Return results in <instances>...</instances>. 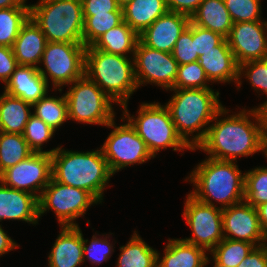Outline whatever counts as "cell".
Here are the masks:
<instances>
[{
    "label": "cell",
    "instance_id": "obj_31",
    "mask_svg": "<svg viewBox=\"0 0 267 267\" xmlns=\"http://www.w3.org/2000/svg\"><path fill=\"white\" fill-rule=\"evenodd\" d=\"M255 246L246 241L224 238L209 254L213 264L220 267H237Z\"/></svg>",
    "mask_w": 267,
    "mask_h": 267
},
{
    "label": "cell",
    "instance_id": "obj_5",
    "mask_svg": "<svg viewBox=\"0 0 267 267\" xmlns=\"http://www.w3.org/2000/svg\"><path fill=\"white\" fill-rule=\"evenodd\" d=\"M85 75L119 107L139 89L133 57L107 53L91 45L85 51Z\"/></svg>",
    "mask_w": 267,
    "mask_h": 267
},
{
    "label": "cell",
    "instance_id": "obj_41",
    "mask_svg": "<svg viewBox=\"0 0 267 267\" xmlns=\"http://www.w3.org/2000/svg\"><path fill=\"white\" fill-rule=\"evenodd\" d=\"M225 39L219 33L195 25V47L198 56L210 50H215V47L220 45Z\"/></svg>",
    "mask_w": 267,
    "mask_h": 267
},
{
    "label": "cell",
    "instance_id": "obj_27",
    "mask_svg": "<svg viewBox=\"0 0 267 267\" xmlns=\"http://www.w3.org/2000/svg\"><path fill=\"white\" fill-rule=\"evenodd\" d=\"M138 41L139 35L122 21L116 27L102 34L91 46L107 53L134 57Z\"/></svg>",
    "mask_w": 267,
    "mask_h": 267
},
{
    "label": "cell",
    "instance_id": "obj_15",
    "mask_svg": "<svg viewBox=\"0 0 267 267\" xmlns=\"http://www.w3.org/2000/svg\"><path fill=\"white\" fill-rule=\"evenodd\" d=\"M223 235L226 239L246 241L255 247L267 243L257 208L243 200L222 211Z\"/></svg>",
    "mask_w": 267,
    "mask_h": 267
},
{
    "label": "cell",
    "instance_id": "obj_13",
    "mask_svg": "<svg viewBox=\"0 0 267 267\" xmlns=\"http://www.w3.org/2000/svg\"><path fill=\"white\" fill-rule=\"evenodd\" d=\"M133 59L139 88L148 83L166 91L174 89L178 63L172 53L149 48L139 40Z\"/></svg>",
    "mask_w": 267,
    "mask_h": 267
},
{
    "label": "cell",
    "instance_id": "obj_28",
    "mask_svg": "<svg viewBox=\"0 0 267 267\" xmlns=\"http://www.w3.org/2000/svg\"><path fill=\"white\" fill-rule=\"evenodd\" d=\"M119 248L116 267H157L158 251L149 246L136 230L127 244Z\"/></svg>",
    "mask_w": 267,
    "mask_h": 267
},
{
    "label": "cell",
    "instance_id": "obj_1",
    "mask_svg": "<svg viewBox=\"0 0 267 267\" xmlns=\"http://www.w3.org/2000/svg\"><path fill=\"white\" fill-rule=\"evenodd\" d=\"M229 112L230 110L224 106L216 114L205 138L192 151L201 149L200 151L207 153L209 158L235 162L237 157L253 156L259 152L265 154L266 110L257 107L246 110L244 107L237 114L232 112L229 115Z\"/></svg>",
    "mask_w": 267,
    "mask_h": 267
},
{
    "label": "cell",
    "instance_id": "obj_29",
    "mask_svg": "<svg viewBox=\"0 0 267 267\" xmlns=\"http://www.w3.org/2000/svg\"><path fill=\"white\" fill-rule=\"evenodd\" d=\"M34 153L23 134L0 131V175Z\"/></svg>",
    "mask_w": 267,
    "mask_h": 267
},
{
    "label": "cell",
    "instance_id": "obj_34",
    "mask_svg": "<svg viewBox=\"0 0 267 267\" xmlns=\"http://www.w3.org/2000/svg\"><path fill=\"white\" fill-rule=\"evenodd\" d=\"M83 18V44L87 47L102 34L119 25L123 21V12H109V14L83 16Z\"/></svg>",
    "mask_w": 267,
    "mask_h": 267
},
{
    "label": "cell",
    "instance_id": "obj_21",
    "mask_svg": "<svg viewBox=\"0 0 267 267\" xmlns=\"http://www.w3.org/2000/svg\"><path fill=\"white\" fill-rule=\"evenodd\" d=\"M46 79L32 66H18L5 84L6 93L33 105L49 92Z\"/></svg>",
    "mask_w": 267,
    "mask_h": 267
},
{
    "label": "cell",
    "instance_id": "obj_8",
    "mask_svg": "<svg viewBox=\"0 0 267 267\" xmlns=\"http://www.w3.org/2000/svg\"><path fill=\"white\" fill-rule=\"evenodd\" d=\"M64 93L68 120L78 123L107 126L114 118V101L86 75L75 80ZM113 104V105H112Z\"/></svg>",
    "mask_w": 267,
    "mask_h": 267
},
{
    "label": "cell",
    "instance_id": "obj_10",
    "mask_svg": "<svg viewBox=\"0 0 267 267\" xmlns=\"http://www.w3.org/2000/svg\"><path fill=\"white\" fill-rule=\"evenodd\" d=\"M99 202L86 190L61 184L51 178L38 198V217L52 210L61 226H79L76 220Z\"/></svg>",
    "mask_w": 267,
    "mask_h": 267
},
{
    "label": "cell",
    "instance_id": "obj_12",
    "mask_svg": "<svg viewBox=\"0 0 267 267\" xmlns=\"http://www.w3.org/2000/svg\"><path fill=\"white\" fill-rule=\"evenodd\" d=\"M185 200L182 216L192 230V234L191 237L182 240L210 253L224 239L223 209L199 202L189 193Z\"/></svg>",
    "mask_w": 267,
    "mask_h": 267
},
{
    "label": "cell",
    "instance_id": "obj_39",
    "mask_svg": "<svg viewBox=\"0 0 267 267\" xmlns=\"http://www.w3.org/2000/svg\"><path fill=\"white\" fill-rule=\"evenodd\" d=\"M231 19L237 22L264 20L261 16V0H223Z\"/></svg>",
    "mask_w": 267,
    "mask_h": 267
},
{
    "label": "cell",
    "instance_id": "obj_20",
    "mask_svg": "<svg viewBox=\"0 0 267 267\" xmlns=\"http://www.w3.org/2000/svg\"><path fill=\"white\" fill-rule=\"evenodd\" d=\"M198 62L203 67L204 72L210 83H231L237 85L239 80L237 64L232 50L225 39L215 50H210L199 56Z\"/></svg>",
    "mask_w": 267,
    "mask_h": 267
},
{
    "label": "cell",
    "instance_id": "obj_14",
    "mask_svg": "<svg viewBox=\"0 0 267 267\" xmlns=\"http://www.w3.org/2000/svg\"><path fill=\"white\" fill-rule=\"evenodd\" d=\"M52 178V158L48 153H32L27 159L6 169L0 181L7 187L30 193L37 198Z\"/></svg>",
    "mask_w": 267,
    "mask_h": 267
},
{
    "label": "cell",
    "instance_id": "obj_17",
    "mask_svg": "<svg viewBox=\"0 0 267 267\" xmlns=\"http://www.w3.org/2000/svg\"><path fill=\"white\" fill-rule=\"evenodd\" d=\"M189 23V16L168 11L147 27L139 35V40L149 48L172 53L176 41Z\"/></svg>",
    "mask_w": 267,
    "mask_h": 267
},
{
    "label": "cell",
    "instance_id": "obj_18",
    "mask_svg": "<svg viewBox=\"0 0 267 267\" xmlns=\"http://www.w3.org/2000/svg\"><path fill=\"white\" fill-rule=\"evenodd\" d=\"M17 220L37 225L38 198L30 193L5 186L0 181V222Z\"/></svg>",
    "mask_w": 267,
    "mask_h": 267
},
{
    "label": "cell",
    "instance_id": "obj_45",
    "mask_svg": "<svg viewBox=\"0 0 267 267\" xmlns=\"http://www.w3.org/2000/svg\"><path fill=\"white\" fill-rule=\"evenodd\" d=\"M203 0H166L168 10L191 16L197 11Z\"/></svg>",
    "mask_w": 267,
    "mask_h": 267
},
{
    "label": "cell",
    "instance_id": "obj_44",
    "mask_svg": "<svg viewBox=\"0 0 267 267\" xmlns=\"http://www.w3.org/2000/svg\"><path fill=\"white\" fill-rule=\"evenodd\" d=\"M237 267H267V243L254 247Z\"/></svg>",
    "mask_w": 267,
    "mask_h": 267
},
{
    "label": "cell",
    "instance_id": "obj_3",
    "mask_svg": "<svg viewBox=\"0 0 267 267\" xmlns=\"http://www.w3.org/2000/svg\"><path fill=\"white\" fill-rule=\"evenodd\" d=\"M235 161H221L206 157L184 181L194 186L190 195L207 205L220 204L228 208L244 200L245 172L239 170ZM214 200V202H213Z\"/></svg>",
    "mask_w": 267,
    "mask_h": 267
},
{
    "label": "cell",
    "instance_id": "obj_43",
    "mask_svg": "<svg viewBox=\"0 0 267 267\" xmlns=\"http://www.w3.org/2000/svg\"><path fill=\"white\" fill-rule=\"evenodd\" d=\"M18 66L13 49L8 46H0V82L5 85Z\"/></svg>",
    "mask_w": 267,
    "mask_h": 267
},
{
    "label": "cell",
    "instance_id": "obj_19",
    "mask_svg": "<svg viewBox=\"0 0 267 267\" xmlns=\"http://www.w3.org/2000/svg\"><path fill=\"white\" fill-rule=\"evenodd\" d=\"M60 231L48 254V267H79L84 262L80 226H61Z\"/></svg>",
    "mask_w": 267,
    "mask_h": 267
},
{
    "label": "cell",
    "instance_id": "obj_16",
    "mask_svg": "<svg viewBox=\"0 0 267 267\" xmlns=\"http://www.w3.org/2000/svg\"><path fill=\"white\" fill-rule=\"evenodd\" d=\"M226 39L238 65L267 57L266 20L234 23Z\"/></svg>",
    "mask_w": 267,
    "mask_h": 267
},
{
    "label": "cell",
    "instance_id": "obj_22",
    "mask_svg": "<svg viewBox=\"0 0 267 267\" xmlns=\"http://www.w3.org/2000/svg\"><path fill=\"white\" fill-rule=\"evenodd\" d=\"M47 42L41 29L29 18L12 46L18 65L38 68Z\"/></svg>",
    "mask_w": 267,
    "mask_h": 267
},
{
    "label": "cell",
    "instance_id": "obj_25",
    "mask_svg": "<svg viewBox=\"0 0 267 267\" xmlns=\"http://www.w3.org/2000/svg\"><path fill=\"white\" fill-rule=\"evenodd\" d=\"M190 21L225 38L234 24L223 0H203Z\"/></svg>",
    "mask_w": 267,
    "mask_h": 267
},
{
    "label": "cell",
    "instance_id": "obj_33",
    "mask_svg": "<svg viewBox=\"0 0 267 267\" xmlns=\"http://www.w3.org/2000/svg\"><path fill=\"white\" fill-rule=\"evenodd\" d=\"M238 77L239 80L237 82V90L240 89V86L243 81H241L242 77L249 81L254 91L257 93H263L267 95V57H264L261 60H251L239 65L238 70ZM267 97V96H266ZM266 101L257 108L266 110L267 109V99Z\"/></svg>",
    "mask_w": 267,
    "mask_h": 267
},
{
    "label": "cell",
    "instance_id": "obj_35",
    "mask_svg": "<svg viewBox=\"0 0 267 267\" xmlns=\"http://www.w3.org/2000/svg\"><path fill=\"white\" fill-rule=\"evenodd\" d=\"M244 200L255 208L267 203V167L258 166L245 172Z\"/></svg>",
    "mask_w": 267,
    "mask_h": 267
},
{
    "label": "cell",
    "instance_id": "obj_48",
    "mask_svg": "<svg viewBox=\"0 0 267 267\" xmlns=\"http://www.w3.org/2000/svg\"><path fill=\"white\" fill-rule=\"evenodd\" d=\"M27 0H0V9L9 7H30Z\"/></svg>",
    "mask_w": 267,
    "mask_h": 267
},
{
    "label": "cell",
    "instance_id": "obj_24",
    "mask_svg": "<svg viewBox=\"0 0 267 267\" xmlns=\"http://www.w3.org/2000/svg\"><path fill=\"white\" fill-rule=\"evenodd\" d=\"M166 0H132L123 7V21L138 35L168 12Z\"/></svg>",
    "mask_w": 267,
    "mask_h": 267
},
{
    "label": "cell",
    "instance_id": "obj_4",
    "mask_svg": "<svg viewBox=\"0 0 267 267\" xmlns=\"http://www.w3.org/2000/svg\"><path fill=\"white\" fill-rule=\"evenodd\" d=\"M52 178L65 185L89 192L99 204L109 185L111 173L101 147L97 150L80 152L65 150L63 146L51 155Z\"/></svg>",
    "mask_w": 267,
    "mask_h": 267
},
{
    "label": "cell",
    "instance_id": "obj_36",
    "mask_svg": "<svg viewBox=\"0 0 267 267\" xmlns=\"http://www.w3.org/2000/svg\"><path fill=\"white\" fill-rule=\"evenodd\" d=\"M55 132L56 131L48 126L44 121L32 114L25 125L23 137L33 152H44L52 155L58 147L51 150H43L42 146L55 136Z\"/></svg>",
    "mask_w": 267,
    "mask_h": 267
},
{
    "label": "cell",
    "instance_id": "obj_2",
    "mask_svg": "<svg viewBox=\"0 0 267 267\" xmlns=\"http://www.w3.org/2000/svg\"><path fill=\"white\" fill-rule=\"evenodd\" d=\"M174 91L165 103L177 133L193 149L205 138L208 127L224 107L219 91L212 88L170 89ZM195 132V134H194Z\"/></svg>",
    "mask_w": 267,
    "mask_h": 267
},
{
    "label": "cell",
    "instance_id": "obj_47",
    "mask_svg": "<svg viewBox=\"0 0 267 267\" xmlns=\"http://www.w3.org/2000/svg\"><path fill=\"white\" fill-rule=\"evenodd\" d=\"M259 222L261 225L262 232L267 238V203L261 204L257 207Z\"/></svg>",
    "mask_w": 267,
    "mask_h": 267
},
{
    "label": "cell",
    "instance_id": "obj_46",
    "mask_svg": "<svg viewBox=\"0 0 267 267\" xmlns=\"http://www.w3.org/2000/svg\"><path fill=\"white\" fill-rule=\"evenodd\" d=\"M1 224V223H0ZM20 247L15 240L7 234V232L0 225V256L2 257L5 254H8L10 251H13Z\"/></svg>",
    "mask_w": 267,
    "mask_h": 267
},
{
    "label": "cell",
    "instance_id": "obj_40",
    "mask_svg": "<svg viewBox=\"0 0 267 267\" xmlns=\"http://www.w3.org/2000/svg\"><path fill=\"white\" fill-rule=\"evenodd\" d=\"M172 55L178 65L198 61L199 56L195 47V25L191 21L176 41Z\"/></svg>",
    "mask_w": 267,
    "mask_h": 267
},
{
    "label": "cell",
    "instance_id": "obj_49",
    "mask_svg": "<svg viewBox=\"0 0 267 267\" xmlns=\"http://www.w3.org/2000/svg\"><path fill=\"white\" fill-rule=\"evenodd\" d=\"M118 5L123 8L125 7L128 3H130L132 0H116Z\"/></svg>",
    "mask_w": 267,
    "mask_h": 267
},
{
    "label": "cell",
    "instance_id": "obj_7",
    "mask_svg": "<svg viewBox=\"0 0 267 267\" xmlns=\"http://www.w3.org/2000/svg\"><path fill=\"white\" fill-rule=\"evenodd\" d=\"M30 5V18L48 42L83 43L81 0H39Z\"/></svg>",
    "mask_w": 267,
    "mask_h": 267
},
{
    "label": "cell",
    "instance_id": "obj_42",
    "mask_svg": "<svg viewBox=\"0 0 267 267\" xmlns=\"http://www.w3.org/2000/svg\"><path fill=\"white\" fill-rule=\"evenodd\" d=\"M83 16L109 14V12H123L116 0H81Z\"/></svg>",
    "mask_w": 267,
    "mask_h": 267
},
{
    "label": "cell",
    "instance_id": "obj_6",
    "mask_svg": "<svg viewBox=\"0 0 267 267\" xmlns=\"http://www.w3.org/2000/svg\"><path fill=\"white\" fill-rule=\"evenodd\" d=\"M121 110H123L121 116L136 129L154 158L160 150H167V148L176 152L192 151V148L177 133L166 105L155 101L143 102L139 105L136 117L129 113L128 103L124 104Z\"/></svg>",
    "mask_w": 267,
    "mask_h": 267
},
{
    "label": "cell",
    "instance_id": "obj_23",
    "mask_svg": "<svg viewBox=\"0 0 267 267\" xmlns=\"http://www.w3.org/2000/svg\"><path fill=\"white\" fill-rule=\"evenodd\" d=\"M163 252L161 256L158 251L157 267H207L211 261L206 250L182 238H168Z\"/></svg>",
    "mask_w": 267,
    "mask_h": 267
},
{
    "label": "cell",
    "instance_id": "obj_37",
    "mask_svg": "<svg viewBox=\"0 0 267 267\" xmlns=\"http://www.w3.org/2000/svg\"><path fill=\"white\" fill-rule=\"evenodd\" d=\"M203 67L198 61L178 65L174 89H202L211 88Z\"/></svg>",
    "mask_w": 267,
    "mask_h": 267
},
{
    "label": "cell",
    "instance_id": "obj_38",
    "mask_svg": "<svg viewBox=\"0 0 267 267\" xmlns=\"http://www.w3.org/2000/svg\"><path fill=\"white\" fill-rule=\"evenodd\" d=\"M95 233L96 234L92 236L91 241L85 239L83 236V257L84 262L85 260H89L92 265H100L103 262L110 260L114 252L113 241L111 243L109 242L111 240L109 237L113 233H109L110 235H107L106 233L102 234L103 237L97 232Z\"/></svg>",
    "mask_w": 267,
    "mask_h": 267
},
{
    "label": "cell",
    "instance_id": "obj_9",
    "mask_svg": "<svg viewBox=\"0 0 267 267\" xmlns=\"http://www.w3.org/2000/svg\"><path fill=\"white\" fill-rule=\"evenodd\" d=\"M85 51L83 43L47 42L40 62L44 68L40 65L38 71L48 85L50 79L52 91L62 93V87L85 75Z\"/></svg>",
    "mask_w": 267,
    "mask_h": 267
},
{
    "label": "cell",
    "instance_id": "obj_11",
    "mask_svg": "<svg viewBox=\"0 0 267 267\" xmlns=\"http://www.w3.org/2000/svg\"><path fill=\"white\" fill-rule=\"evenodd\" d=\"M115 119L106 126L107 128H112V131L101 146L113 175L121 171V169L123 170L134 164L141 165L154 158L146 143L140 138L130 122L121 117V121H126L127 123L117 126Z\"/></svg>",
    "mask_w": 267,
    "mask_h": 267
},
{
    "label": "cell",
    "instance_id": "obj_32",
    "mask_svg": "<svg viewBox=\"0 0 267 267\" xmlns=\"http://www.w3.org/2000/svg\"><path fill=\"white\" fill-rule=\"evenodd\" d=\"M30 18V7L0 9V46L11 47L22 26Z\"/></svg>",
    "mask_w": 267,
    "mask_h": 267
},
{
    "label": "cell",
    "instance_id": "obj_50",
    "mask_svg": "<svg viewBox=\"0 0 267 267\" xmlns=\"http://www.w3.org/2000/svg\"><path fill=\"white\" fill-rule=\"evenodd\" d=\"M264 156H265L266 159H267V145H266V150H265V154H264Z\"/></svg>",
    "mask_w": 267,
    "mask_h": 267
},
{
    "label": "cell",
    "instance_id": "obj_30",
    "mask_svg": "<svg viewBox=\"0 0 267 267\" xmlns=\"http://www.w3.org/2000/svg\"><path fill=\"white\" fill-rule=\"evenodd\" d=\"M48 94L32 105L33 114L57 131L56 129L68 121L67 101L64 93L59 97Z\"/></svg>",
    "mask_w": 267,
    "mask_h": 267
},
{
    "label": "cell",
    "instance_id": "obj_26",
    "mask_svg": "<svg viewBox=\"0 0 267 267\" xmlns=\"http://www.w3.org/2000/svg\"><path fill=\"white\" fill-rule=\"evenodd\" d=\"M31 109V104L4 91L0 94V131L23 134Z\"/></svg>",
    "mask_w": 267,
    "mask_h": 267
}]
</instances>
